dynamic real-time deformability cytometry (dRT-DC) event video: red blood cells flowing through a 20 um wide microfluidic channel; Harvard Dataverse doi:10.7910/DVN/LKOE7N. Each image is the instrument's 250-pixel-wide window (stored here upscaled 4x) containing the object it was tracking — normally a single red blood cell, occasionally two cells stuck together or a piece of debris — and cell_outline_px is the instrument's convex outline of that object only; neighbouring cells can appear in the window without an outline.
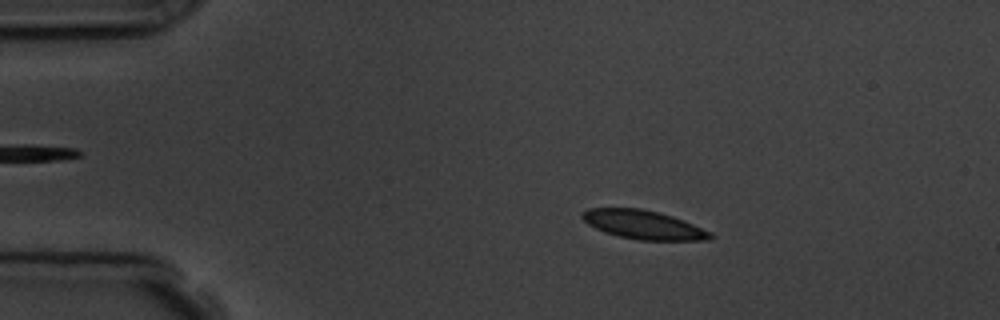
{"species": "common noctule bat (a hibernating species)", "species_latin": "Nyctalus noctula", "temperature_condition": "room temperature", "stored_images_in_passage": 4, "camera_frame_rate_fps": 3000, "um_per_image_px": 0.085, "animal": {"sex": "male", "body_mass_g": 19.5, "forearm_length_mm": 54.6}, "frame": {"image": 1, "passage_image": 2, "time_ms": 1.333, "image_size_px": [1000, 320], "cell_outline_px": [[716, 236], [712, 240], [640, 240], [620, 236], [604, 232], [588, 224], [580, 216], [588, 208], [640, 208], [672, 216], [684, 220], [712, 232]], "centroid_in_image_um": [54.74, 19.11], "position_along_channel_um": 30.3, "area_um2": 21.44}}